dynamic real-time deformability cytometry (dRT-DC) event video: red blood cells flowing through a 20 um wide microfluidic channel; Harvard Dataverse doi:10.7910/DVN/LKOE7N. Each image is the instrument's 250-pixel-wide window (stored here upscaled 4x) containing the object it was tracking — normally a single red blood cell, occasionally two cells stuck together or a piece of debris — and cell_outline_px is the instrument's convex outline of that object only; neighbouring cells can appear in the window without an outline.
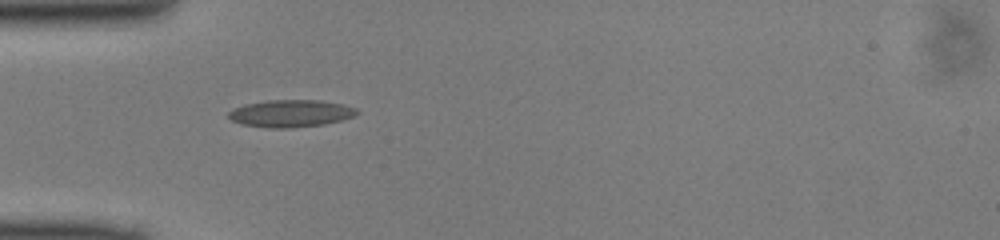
{"species": "common noctule bat (a hibernating species)", "species_latin": "Nyctalus noctula", "temperature_condition": "cold", "stored_images_in_passage": 35, "camera_frame_rate_fps": 3000, "um_per_image_px": 0.085, "animal": {"sex": "male", "body_mass_g": 13.0, "forearm_length_mm": 53.1}, "frame": {"image": 1, "passage_image": 1, "time_ms": 0.0, "image_size_px": [1000, 240], "cell_outline_px": [[360, 112], [352, 116], [340, 120], [324, 124], [292, 128], [268, 128], [240, 124], [232, 120], [228, 116], [228, 112], [232, 108], [244, 104], [268, 100], [320, 100], [344, 104], [356, 108]], "centroid_in_image_um": [24.68, 9.64], "position_along_channel_um": 60.3, "area_um2": 20.52}}
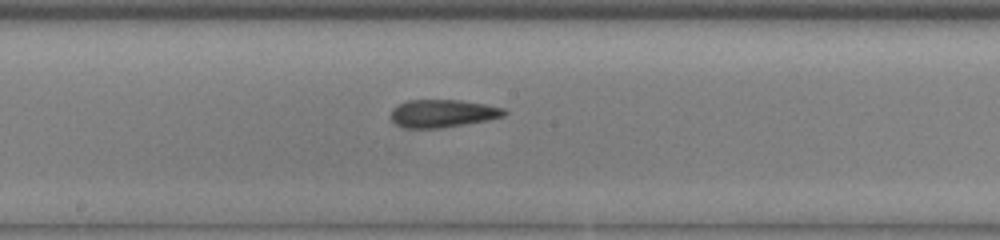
{"frame": {"image": 2, "passage_image": 12, "time_ms": 3.667, "image_size_px": [1000, 240], "cell_outline_px": [[508, 112], [504, 116], [488, 120], [440, 128], [404, 128], [396, 124], [388, 116], [392, 108], [408, 100], [460, 100], [484, 104], [504, 108]], "centroid_in_image_um": [37.6, 9.64], "position_along_channel_um": 210.6, "area_um2": 18.44}}
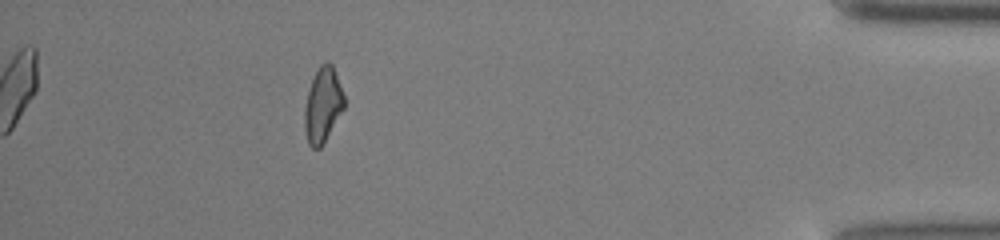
{"frame": {"image": 3, "passage_image": 30, "time_ms": 9.667, "image_size_px": [1000, 240], "cell_outline_px": [[344, 108], [320, 148], [312, 148], [308, 144], [304, 128], [304, 108], [308, 92], [312, 80], [320, 64], [324, 60], [328, 60], [332, 64], [344, 96]], "centroid_in_image_um": [27.42, 8.91], "position_along_channel_um": 407.8, "area_um2": 17.11}}